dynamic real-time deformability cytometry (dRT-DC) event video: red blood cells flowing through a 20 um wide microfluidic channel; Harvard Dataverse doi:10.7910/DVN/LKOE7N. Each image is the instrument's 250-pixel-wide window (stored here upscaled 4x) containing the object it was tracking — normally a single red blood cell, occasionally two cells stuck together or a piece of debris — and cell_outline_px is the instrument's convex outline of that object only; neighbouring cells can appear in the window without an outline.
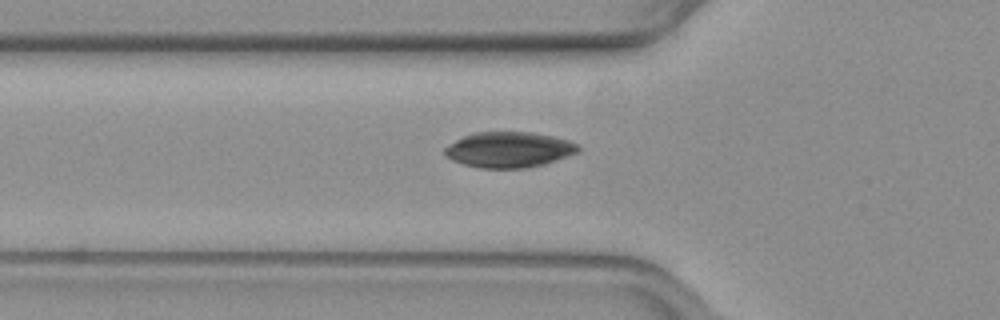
{"species": "common noctule bat (a hibernating species)", "species_latin": "Nyctalus noctula", "temperature_condition": "warm", "stored_images_in_passage": 34, "camera_frame_rate_fps": 3000, "um_per_image_px": 0.085, "animal": {"sex": "female", "body_mass_g": 19.3, "forearm_length_mm": 54.1}, "frame": {"image": 1, "passage_image": 3, "time_ms": 0.667, "image_size_px": [1000, 320], "cell_outline_px": [[568, 148], [552, 156], [528, 164], [480, 164], [460, 144], [464, 140], [536, 140]], "centroid_in_image_um": [43.36, 12.84], "position_along_channel_um": 82.4, "area_um2": 14.22}}
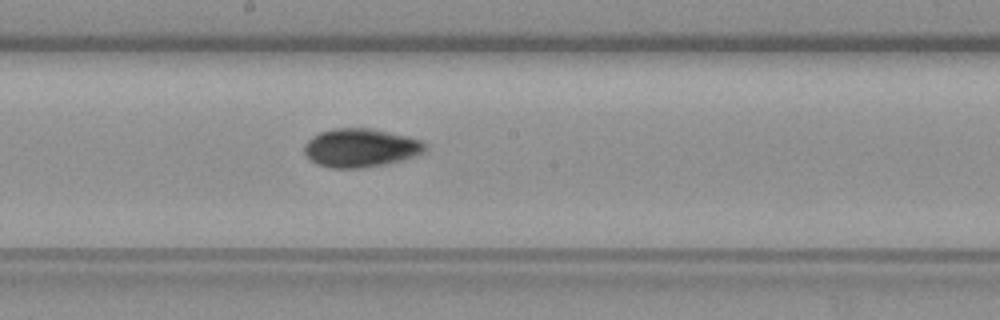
{"frame": {"image": 2, "passage_image": 14, "time_ms": 4.333, "image_size_px": [1000, 320], "cell_outline_px": [[412, 148], [376, 160], [348, 164], [344, 164], [332, 160], [320, 144], [320, 140], [324, 136], [380, 136], [404, 140], [412, 144]], "centroid_in_image_um": [30.76, 12.58], "position_along_channel_um": 217.4, "area_um2": 13.64}}
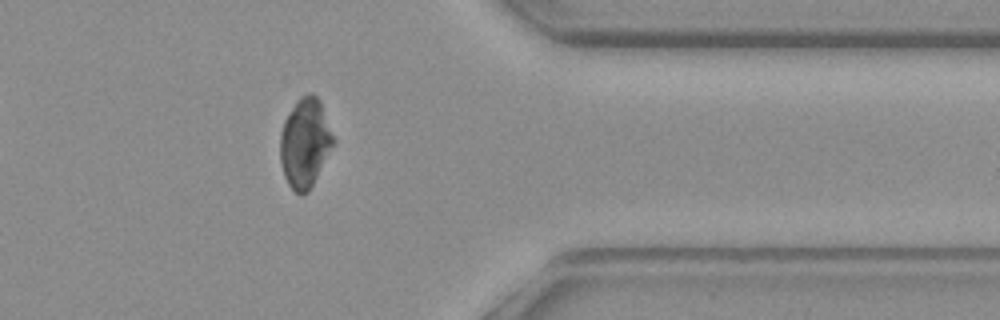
{"frame": {"image": 3, "passage_image": 29, "time_ms": 9.333, "image_size_px": [1000, 320], "cell_outline_px": [[328, 140], [308, 164], [288, 176], [284, 164], [284, 132], [288, 120], [292, 116], [296, 116], [312, 124]], "centroid_in_image_um": [25.57, 12.23], "position_along_channel_um": 385.8, "area_um2": 11.91}}